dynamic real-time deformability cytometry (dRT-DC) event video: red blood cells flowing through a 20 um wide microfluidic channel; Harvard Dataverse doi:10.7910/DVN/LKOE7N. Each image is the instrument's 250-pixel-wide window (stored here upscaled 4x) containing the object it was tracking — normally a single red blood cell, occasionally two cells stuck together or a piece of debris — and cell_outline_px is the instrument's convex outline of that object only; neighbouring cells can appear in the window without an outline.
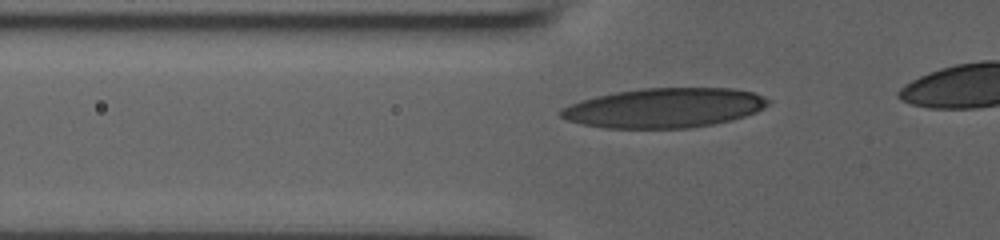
{"species": "human", "species_latin": "Homo sapiens", "temperature_condition": "room temperature", "stored_images_in_passage": 28, "camera_frame_rate_fps": 3000, "um_per_image_px": 0.085, "donor": {"sex": "male"}, "frame": {"image": 1, "passage_image": 3, "time_ms": 0.667, "image_size_px": [1000, 240], "cell_outline_px": [[772, 100], [764, 108], [756, 112], [732, 120], [712, 124], [688, 128], [604, 128], [584, 124], [568, 120], [560, 116], [560, 108], [580, 100], [596, 96], [616, 92], [640, 88], [732, 88], [752, 92]], "centroid_in_image_um": [56.47, 9.16], "position_along_channel_um": 69.3, "area_um2": 47.86}}
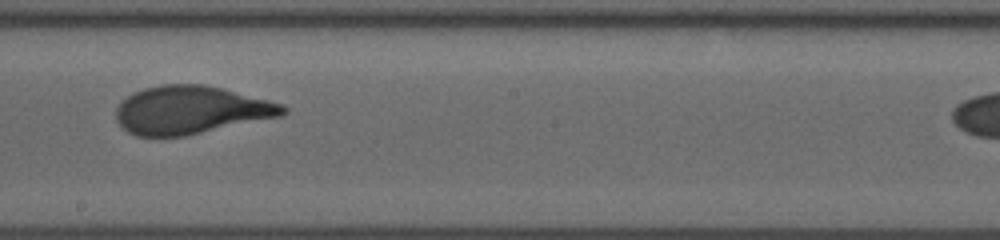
{"frame": {"image": 2, "passage_image": 15, "time_ms": 4.667, "image_size_px": [1000, 240], "cell_outline_px": [[288, 112], [280, 116], [184, 136], [136, 136], [128, 132], [116, 120], [116, 108], [120, 100], [132, 92], [144, 88], [164, 84], [204, 84], [224, 88], [268, 100], [280, 104], [288, 108]], "centroid_in_image_um": [16.18, 9.34], "position_along_channel_um": 232.0, "area_um2": 46.7}}
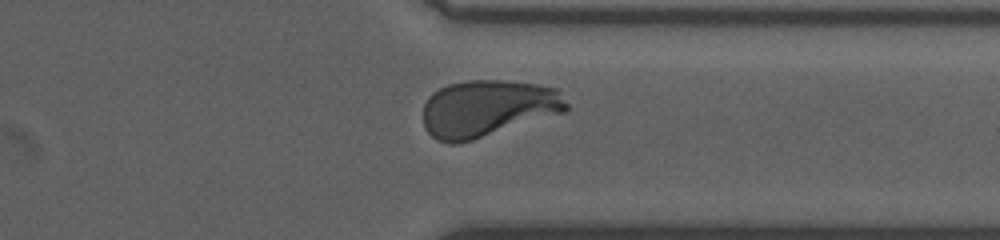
{"frame": {"image": 3, "passage_image": 25, "time_ms": 8.0, "image_size_px": [1000, 240], "cell_outline_px": [[568, 108], [564, 112], [472, 140], [456, 144], [448, 144], [436, 140], [424, 128], [424, 104], [428, 96], [432, 92], [448, 84], [468, 80], [500, 80], [536, 84], [556, 88], [568, 104]], "centroid_in_image_um": [41.41, 9.21], "position_along_channel_um": 370.0, "area_um2": 47.4}}